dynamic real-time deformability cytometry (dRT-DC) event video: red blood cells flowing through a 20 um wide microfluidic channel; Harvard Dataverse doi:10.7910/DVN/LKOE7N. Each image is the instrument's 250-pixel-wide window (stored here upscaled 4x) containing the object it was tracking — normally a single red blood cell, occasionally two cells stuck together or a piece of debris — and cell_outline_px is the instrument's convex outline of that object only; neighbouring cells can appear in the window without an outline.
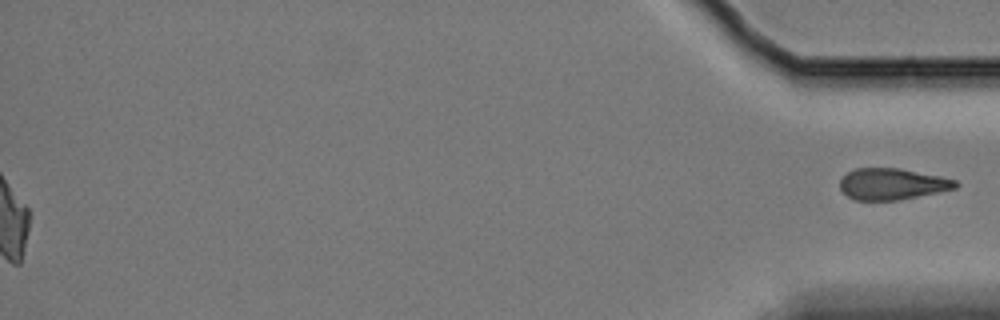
{"species": "Egyptian fruit bat (a non-hibernating species)", "species_latin": "Rousettus aegyptiacus", "temperature_condition": "cold", "stored_images_in_passage": 61, "segment_of_instrument_passage": [2, 2], "camera_frame_rate_fps": 3000, "um_per_image_px": 0.085, "animal": {"sex": "female"}, "frame": {"image": 1, "passage_image": 61, "time_ms": 20.0, "image_size_px": [1000, 320], "cell_outline_px": [[960, 184], [956, 188], [900, 200], [856, 200], [848, 196], [840, 188], [840, 180], [848, 172], [856, 168], [900, 168], [940, 176], [956, 180]], "centroid_in_image_um": [75.85, 15.64], "position_along_channel_um": 359.3, "area_um2": 21.04}}